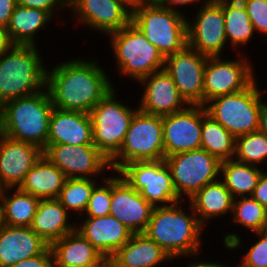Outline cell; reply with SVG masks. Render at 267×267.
I'll use <instances>...</instances> for the list:
<instances>
[{
    "instance_id": "1",
    "label": "cell",
    "mask_w": 267,
    "mask_h": 267,
    "mask_svg": "<svg viewBox=\"0 0 267 267\" xmlns=\"http://www.w3.org/2000/svg\"><path fill=\"white\" fill-rule=\"evenodd\" d=\"M70 58L47 68L46 88L53 107L88 113L114 88L99 61Z\"/></svg>"
},
{
    "instance_id": "2",
    "label": "cell",
    "mask_w": 267,
    "mask_h": 267,
    "mask_svg": "<svg viewBox=\"0 0 267 267\" xmlns=\"http://www.w3.org/2000/svg\"><path fill=\"white\" fill-rule=\"evenodd\" d=\"M183 202L187 201L154 207L143 233L164 249L173 260L185 256L199 260L203 251L201 236L205 227L199 222L189 202L185 203L188 204L187 209L182 208Z\"/></svg>"
},
{
    "instance_id": "3",
    "label": "cell",
    "mask_w": 267,
    "mask_h": 267,
    "mask_svg": "<svg viewBox=\"0 0 267 267\" xmlns=\"http://www.w3.org/2000/svg\"><path fill=\"white\" fill-rule=\"evenodd\" d=\"M53 103L47 88L0 107V133L46 149Z\"/></svg>"
},
{
    "instance_id": "4",
    "label": "cell",
    "mask_w": 267,
    "mask_h": 267,
    "mask_svg": "<svg viewBox=\"0 0 267 267\" xmlns=\"http://www.w3.org/2000/svg\"><path fill=\"white\" fill-rule=\"evenodd\" d=\"M38 47L14 45L0 55V107L46 88L47 64Z\"/></svg>"
},
{
    "instance_id": "5",
    "label": "cell",
    "mask_w": 267,
    "mask_h": 267,
    "mask_svg": "<svg viewBox=\"0 0 267 267\" xmlns=\"http://www.w3.org/2000/svg\"><path fill=\"white\" fill-rule=\"evenodd\" d=\"M186 20L184 14L161 6L154 0H141L132 7L131 22L164 58L188 45Z\"/></svg>"
},
{
    "instance_id": "6",
    "label": "cell",
    "mask_w": 267,
    "mask_h": 267,
    "mask_svg": "<svg viewBox=\"0 0 267 267\" xmlns=\"http://www.w3.org/2000/svg\"><path fill=\"white\" fill-rule=\"evenodd\" d=\"M116 61L117 72L139 81L164 69L165 58L132 22L107 35Z\"/></svg>"
},
{
    "instance_id": "7",
    "label": "cell",
    "mask_w": 267,
    "mask_h": 267,
    "mask_svg": "<svg viewBox=\"0 0 267 267\" xmlns=\"http://www.w3.org/2000/svg\"><path fill=\"white\" fill-rule=\"evenodd\" d=\"M255 79L242 91L216 97L204 107L235 138L258 131L262 92ZM262 90V91H261Z\"/></svg>"
},
{
    "instance_id": "8",
    "label": "cell",
    "mask_w": 267,
    "mask_h": 267,
    "mask_svg": "<svg viewBox=\"0 0 267 267\" xmlns=\"http://www.w3.org/2000/svg\"><path fill=\"white\" fill-rule=\"evenodd\" d=\"M163 136L162 116L138 109L132 117L120 151L110 160L111 171L117 172L129 162L163 160Z\"/></svg>"
},
{
    "instance_id": "9",
    "label": "cell",
    "mask_w": 267,
    "mask_h": 267,
    "mask_svg": "<svg viewBox=\"0 0 267 267\" xmlns=\"http://www.w3.org/2000/svg\"><path fill=\"white\" fill-rule=\"evenodd\" d=\"M113 88L90 112L94 146L110 161L121 149L132 117L138 111L119 101Z\"/></svg>"
},
{
    "instance_id": "10",
    "label": "cell",
    "mask_w": 267,
    "mask_h": 267,
    "mask_svg": "<svg viewBox=\"0 0 267 267\" xmlns=\"http://www.w3.org/2000/svg\"><path fill=\"white\" fill-rule=\"evenodd\" d=\"M164 160L181 201L189 200L205 185L220 178L221 162L202 148L170 155Z\"/></svg>"
},
{
    "instance_id": "11",
    "label": "cell",
    "mask_w": 267,
    "mask_h": 267,
    "mask_svg": "<svg viewBox=\"0 0 267 267\" xmlns=\"http://www.w3.org/2000/svg\"><path fill=\"white\" fill-rule=\"evenodd\" d=\"M118 173L153 207L177 203V196L169 167L165 160L136 161L123 165Z\"/></svg>"
},
{
    "instance_id": "12",
    "label": "cell",
    "mask_w": 267,
    "mask_h": 267,
    "mask_svg": "<svg viewBox=\"0 0 267 267\" xmlns=\"http://www.w3.org/2000/svg\"><path fill=\"white\" fill-rule=\"evenodd\" d=\"M246 55L240 53L235 60L208 57L204 70V105L216 97L242 91L256 79L255 68Z\"/></svg>"
},
{
    "instance_id": "13",
    "label": "cell",
    "mask_w": 267,
    "mask_h": 267,
    "mask_svg": "<svg viewBox=\"0 0 267 267\" xmlns=\"http://www.w3.org/2000/svg\"><path fill=\"white\" fill-rule=\"evenodd\" d=\"M43 155L67 178L97 179L111 170L110 161L94 145L52 144Z\"/></svg>"
},
{
    "instance_id": "14",
    "label": "cell",
    "mask_w": 267,
    "mask_h": 267,
    "mask_svg": "<svg viewBox=\"0 0 267 267\" xmlns=\"http://www.w3.org/2000/svg\"><path fill=\"white\" fill-rule=\"evenodd\" d=\"M198 6L194 17L186 20L188 46L208 57L223 56L222 53L229 44L225 33L222 3Z\"/></svg>"
},
{
    "instance_id": "15",
    "label": "cell",
    "mask_w": 267,
    "mask_h": 267,
    "mask_svg": "<svg viewBox=\"0 0 267 267\" xmlns=\"http://www.w3.org/2000/svg\"><path fill=\"white\" fill-rule=\"evenodd\" d=\"M68 8L78 25L104 35L122 29L132 17V7L124 0H68Z\"/></svg>"
},
{
    "instance_id": "16",
    "label": "cell",
    "mask_w": 267,
    "mask_h": 267,
    "mask_svg": "<svg viewBox=\"0 0 267 267\" xmlns=\"http://www.w3.org/2000/svg\"><path fill=\"white\" fill-rule=\"evenodd\" d=\"M208 56L188 45L165 58L164 70L173 79L180 95L189 105L204 106V70Z\"/></svg>"
},
{
    "instance_id": "17",
    "label": "cell",
    "mask_w": 267,
    "mask_h": 267,
    "mask_svg": "<svg viewBox=\"0 0 267 267\" xmlns=\"http://www.w3.org/2000/svg\"><path fill=\"white\" fill-rule=\"evenodd\" d=\"M165 157L201 149L203 105H188L185 109L162 116Z\"/></svg>"
},
{
    "instance_id": "18",
    "label": "cell",
    "mask_w": 267,
    "mask_h": 267,
    "mask_svg": "<svg viewBox=\"0 0 267 267\" xmlns=\"http://www.w3.org/2000/svg\"><path fill=\"white\" fill-rule=\"evenodd\" d=\"M154 207L118 173L111 176L110 213L133 234L143 233Z\"/></svg>"
},
{
    "instance_id": "19",
    "label": "cell",
    "mask_w": 267,
    "mask_h": 267,
    "mask_svg": "<svg viewBox=\"0 0 267 267\" xmlns=\"http://www.w3.org/2000/svg\"><path fill=\"white\" fill-rule=\"evenodd\" d=\"M137 83L144 87L138 109L145 113L163 116L179 112L189 105L164 69L153 72Z\"/></svg>"
},
{
    "instance_id": "20",
    "label": "cell",
    "mask_w": 267,
    "mask_h": 267,
    "mask_svg": "<svg viewBox=\"0 0 267 267\" xmlns=\"http://www.w3.org/2000/svg\"><path fill=\"white\" fill-rule=\"evenodd\" d=\"M43 155L35 144L17 141L0 133V180L5 188H17Z\"/></svg>"
},
{
    "instance_id": "21",
    "label": "cell",
    "mask_w": 267,
    "mask_h": 267,
    "mask_svg": "<svg viewBox=\"0 0 267 267\" xmlns=\"http://www.w3.org/2000/svg\"><path fill=\"white\" fill-rule=\"evenodd\" d=\"M79 220L82 221L75 224V230L108 259L128 242L133 234L111 214L101 217H81Z\"/></svg>"
},
{
    "instance_id": "22",
    "label": "cell",
    "mask_w": 267,
    "mask_h": 267,
    "mask_svg": "<svg viewBox=\"0 0 267 267\" xmlns=\"http://www.w3.org/2000/svg\"><path fill=\"white\" fill-rule=\"evenodd\" d=\"M52 144L94 145L90 115L54 107L49 120L46 148Z\"/></svg>"
},
{
    "instance_id": "23",
    "label": "cell",
    "mask_w": 267,
    "mask_h": 267,
    "mask_svg": "<svg viewBox=\"0 0 267 267\" xmlns=\"http://www.w3.org/2000/svg\"><path fill=\"white\" fill-rule=\"evenodd\" d=\"M48 246L31 227L4 225L0 229V267L37 256Z\"/></svg>"
},
{
    "instance_id": "24",
    "label": "cell",
    "mask_w": 267,
    "mask_h": 267,
    "mask_svg": "<svg viewBox=\"0 0 267 267\" xmlns=\"http://www.w3.org/2000/svg\"><path fill=\"white\" fill-rule=\"evenodd\" d=\"M173 259L157 243L144 233L132 234L109 259L112 267H159Z\"/></svg>"
},
{
    "instance_id": "25",
    "label": "cell",
    "mask_w": 267,
    "mask_h": 267,
    "mask_svg": "<svg viewBox=\"0 0 267 267\" xmlns=\"http://www.w3.org/2000/svg\"><path fill=\"white\" fill-rule=\"evenodd\" d=\"M71 214L57 199H41L31 229L49 246L75 230Z\"/></svg>"
},
{
    "instance_id": "26",
    "label": "cell",
    "mask_w": 267,
    "mask_h": 267,
    "mask_svg": "<svg viewBox=\"0 0 267 267\" xmlns=\"http://www.w3.org/2000/svg\"><path fill=\"white\" fill-rule=\"evenodd\" d=\"M50 247L53 267H84L98 264L104 258L77 230L55 241Z\"/></svg>"
},
{
    "instance_id": "27",
    "label": "cell",
    "mask_w": 267,
    "mask_h": 267,
    "mask_svg": "<svg viewBox=\"0 0 267 267\" xmlns=\"http://www.w3.org/2000/svg\"><path fill=\"white\" fill-rule=\"evenodd\" d=\"M233 199L232 194L219 178L205 185L188 201L199 222L205 227L214 218L222 217V215L224 217L228 213L231 215Z\"/></svg>"
},
{
    "instance_id": "28",
    "label": "cell",
    "mask_w": 267,
    "mask_h": 267,
    "mask_svg": "<svg viewBox=\"0 0 267 267\" xmlns=\"http://www.w3.org/2000/svg\"><path fill=\"white\" fill-rule=\"evenodd\" d=\"M66 179L65 174L42 155L18 188L39 199H57Z\"/></svg>"
},
{
    "instance_id": "29",
    "label": "cell",
    "mask_w": 267,
    "mask_h": 267,
    "mask_svg": "<svg viewBox=\"0 0 267 267\" xmlns=\"http://www.w3.org/2000/svg\"><path fill=\"white\" fill-rule=\"evenodd\" d=\"M53 19L47 11L17 4L6 28L15 45L36 46L38 32Z\"/></svg>"
},
{
    "instance_id": "30",
    "label": "cell",
    "mask_w": 267,
    "mask_h": 267,
    "mask_svg": "<svg viewBox=\"0 0 267 267\" xmlns=\"http://www.w3.org/2000/svg\"><path fill=\"white\" fill-rule=\"evenodd\" d=\"M40 200L18 187L6 188L0 196L4 225L31 227Z\"/></svg>"
},
{
    "instance_id": "31",
    "label": "cell",
    "mask_w": 267,
    "mask_h": 267,
    "mask_svg": "<svg viewBox=\"0 0 267 267\" xmlns=\"http://www.w3.org/2000/svg\"><path fill=\"white\" fill-rule=\"evenodd\" d=\"M225 33L229 47L235 48V53H240L244 45L253 40L256 33L246 8L240 0H231L222 3ZM239 48V49H238Z\"/></svg>"
},
{
    "instance_id": "32",
    "label": "cell",
    "mask_w": 267,
    "mask_h": 267,
    "mask_svg": "<svg viewBox=\"0 0 267 267\" xmlns=\"http://www.w3.org/2000/svg\"><path fill=\"white\" fill-rule=\"evenodd\" d=\"M263 170L264 168L230 159L221 162L220 179L233 198L252 196Z\"/></svg>"
},
{
    "instance_id": "33",
    "label": "cell",
    "mask_w": 267,
    "mask_h": 267,
    "mask_svg": "<svg viewBox=\"0 0 267 267\" xmlns=\"http://www.w3.org/2000/svg\"><path fill=\"white\" fill-rule=\"evenodd\" d=\"M201 148L220 162L233 159L235 154V137L208 115L204 106Z\"/></svg>"
},
{
    "instance_id": "34",
    "label": "cell",
    "mask_w": 267,
    "mask_h": 267,
    "mask_svg": "<svg viewBox=\"0 0 267 267\" xmlns=\"http://www.w3.org/2000/svg\"><path fill=\"white\" fill-rule=\"evenodd\" d=\"M99 182L96 179L67 178L57 200L70 213L76 212L79 216L84 214L91 192Z\"/></svg>"
},
{
    "instance_id": "35",
    "label": "cell",
    "mask_w": 267,
    "mask_h": 267,
    "mask_svg": "<svg viewBox=\"0 0 267 267\" xmlns=\"http://www.w3.org/2000/svg\"><path fill=\"white\" fill-rule=\"evenodd\" d=\"M231 217L252 234L267 229V209L252 196L234 198Z\"/></svg>"
},
{
    "instance_id": "36",
    "label": "cell",
    "mask_w": 267,
    "mask_h": 267,
    "mask_svg": "<svg viewBox=\"0 0 267 267\" xmlns=\"http://www.w3.org/2000/svg\"><path fill=\"white\" fill-rule=\"evenodd\" d=\"M233 159L258 167L267 163V137L258 130L235 138Z\"/></svg>"
},
{
    "instance_id": "37",
    "label": "cell",
    "mask_w": 267,
    "mask_h": 267,
    "mask_svg": "<svg viewBox=\"0 0 267 267\" xmlns=\"http://www.w3.org/2000/svg\"><path fill=\"white\" fill-rule=\"evenodd\" d=\"M100 176L102 181L91 192V196L84 214L80 217H101L110 213L111 204V177ZM100 184V185H99Z\"/></svg>"
},
{
    "instance_id": "38",
    "label": "cell",
    "mask_w": 267,
    "mask_h": 267,
    "mask_svg": "<svg viewBox=\"0 0 267 267\" xmlns=\"http://www.w3.org/2000/svg\"><path fill=\"white\" fill-rule=\"evenodd\" d=\"M253 233L257 241L244 253L238 267H267V229Z\"/></svg>"
},
{
    "instance_id": "39",
    "label": "cell",
    "mask_w": 267,
    "mask_h": 267,
    "mask_svg": "<svg viewBox=\"0 0 267 267\" xmlns=\"http://www.w3.org/2000/svg\"><path fill=\"white\" fill-rule=\"evenodd\" d=\"M258 34L267 35V0H240Z\"/></svg>"
},
{
    "instance_id": "40",
    "label": "cell",
    "mask_w": 267,
    "mask_h": 267,
    "mask_svg": "<svg viewBox=\"0 0 267 267\" xmlns=\"http://www.w3.org/2000/svg\"><path fill=\"white\" fill-rule=\"evenodd\" d=\"M17 4L47 11L54 18L56 12L68 7V0H17Z\"/></svg>"
},
{
    "instance_id": "41",
    "label": "cell",
    "mask_w": 267,
    "mask_h": 267,
    "mask_svg": "<svg viewBox=\"0 0 267 267\" xmlns=\"http://www.w3.org/2000/svg\"><path fill=\"white\" fill-rule=\"evenodd\" d=\"M11 267H53V252L48 246L41 254L24 259Z\"/></svg>"
},
{
    "instance_id": "42",
    "label": "cell",
    "mask_w": 267,
    "mask_h": 267,
    "mask_svg": "<svg viewBox=\"0 0 267 267\" xmlns=\"http://www.w3.org/2000/svg\"><path fill=\"white\" fill-rule=\"evenodd\" d=\"M252 197L267 209V172L262 171Z\"/></svg>"
},
{
    "instance_id": "43",
    "label": "cell",
    "mask_w": 267,
    "mask_h": 267,
    "mask_svg": "<svg viewBox=\"0 0 267 267\" xmlns=\"http://www.w3.org/2000/svg\"><path fill=\"white\" fill-rule=\"evenodd\" d=\"M17 0H0V26L7 27Z\"/></svg>"
},
{
    "instance_id": "44",
    "label": "cell",
    "mask_w": 267,
    "mask_h": 267,
    "mask_svg": "<svg viewBox=\"0 0 267 267\" xmlns=\"http://www.w3.org/2000/svg\"><path fill=\"white\" fill-rule=\"evenodd\" d=\"M154 1L161 6H164L168 9L173 10V11L182 13L184 15H185V13H184L185 11H181V9H180L182 6L188 7V5H194V4L196 5L199 2H200L199 5L202 4L201 0H154Z\"/></svg>"
},
{
    "instance_id": "45",
    "label": "cell",
    "mask_w": 267,
    "mask_h": 267,
    "mask_svg": "<svg viewBox=\"0 0 267 267\" xmlns=\"http://www.w3.org/2000/svg\"><path fill=\"white\" fill-rule=\"evenodd\" d=\"M14 45L7 28L0 26V55L10 50Z\"/></svg>"
},
{
    "instance_id": "46",
    "label": "cell",
    "mask_w": 267,
    "mask_h": 267,
    "mask_svg": "<svg viewBox=\"0 0 267 267\" xmlns=\"http://www.w3.org/2000/svg\"><path fill=\"white\" fill-rule=\"evenodd\" d=\"M258 130L267 137V101H261Z\"/></svg>"
},
{
    "instance_id": "47",
    "label": "cell",
    "mask_w": 267,
    "mask_h": 267,
    "mask_svg": "<svg viewBox=\"0 0 267 267\" xmlns=\"http://www.w3.org/2000/svg\"><path fill=\"white\" fill-rule=\"evenodd\" d=\"M220 260L218 261H215L213 259V261H206L205 259L204 260H201V261H190V263L186 266V267H229L227 265L229 264H223L221 263V261L219 262ZM232 267H234V265H231ZM230 266V267H231ZM235 267H238L237 265H235Z\"/></svg>"
},
{
    "instance_id": "48",
    "label": "cell",
    "mask_w": 267,
    "mask_h": 267,
    "mask_svg": "<svg viewBox=\"0 0 267 267\" xmlns=\"http://www.w3.org/2000/svg\"><path fill=\"white\" fill-rule=\"evenodd\" d=\"M109 265V259L103 258L98 264L84 266V267H107Z\"/></svg>"
},
{
    "instance_id": "49",
    "label": "cell",
    "mask_w": 267,
    "mask_h": 267,
    "mask_svg": "<svg viewBox=\"0 0 267 267\" xmlns=\"http://www.w3.org/2000/svg\"><path fill=\"white\" fill-rule=\"evenodd\" d=\"M231 0H201L202 4H221Z\"/></svg>"
},
{
    "instance_id": "50",
    "label": "cell",
    "mask_w": 267,
    "mask_h": 267,
    "mask_svg": "<svg viewBox=\"0 0 267 267\" xmlns=\"http://www.w3.org/2000/svg\"><path fill=\"white\" fill-rule=\"evenodd\" d=\"M4 226V220H3V208L0 202V229Z\"/></svg>"
},
{
    "instance_id": "51",
    "label": "cell",
    "mask_w": 267,
    "mask_h": 267,
    "mask_svg": "<svg viewBox=\"0 0 267 267\" xmlns=\"http://www.w3.org/2000/svg\"><path fill=\"white\" fill-rule=\"evenodd\" d=\"M126 1L131 7H133L136 3L140 2L141 0H124Z\"/></svg>"
},
{
    "instance_id": "52",
    "label": "cell",
    "mask_w": 267,
    "mask_h": 267,
    "mask_svg": "<svg viewBox=\"0 0 267 267\" xmlns=\"http://www.w3.org/2000/svg\"><path fill=\"white\" fill-rule=\"evenodd\" d=\"M6 188L4 187V185L2 184L1 180H0V196L1 194L4 192Z\"/></svg>"
}]
</instances>
